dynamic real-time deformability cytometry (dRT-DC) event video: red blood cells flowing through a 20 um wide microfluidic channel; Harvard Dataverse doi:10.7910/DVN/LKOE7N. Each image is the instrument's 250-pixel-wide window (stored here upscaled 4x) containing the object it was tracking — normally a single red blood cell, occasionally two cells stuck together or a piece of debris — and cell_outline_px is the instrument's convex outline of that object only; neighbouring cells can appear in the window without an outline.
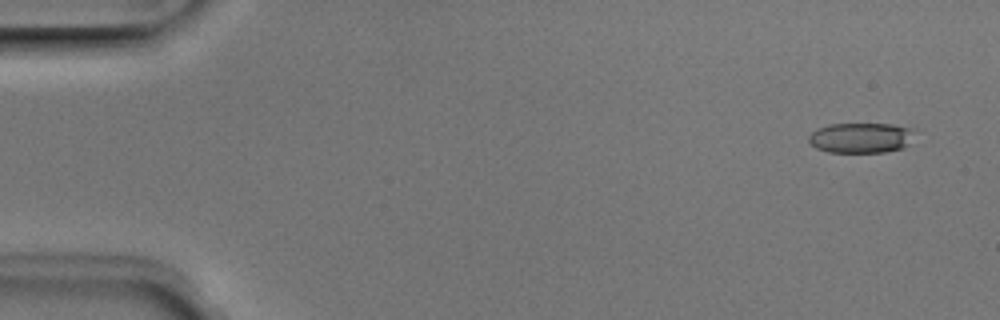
{"species": "Egyptian fruit bat (a non-hibernating species)", "species_latin": "Rousettus aegyptiacus", "temperature_condition": "room temperature", "stored_images_in_passage": 5, "camera_frame_rate_fps": 3000, "um_per_image_px": 0.085, "animal": {"sex": "male"}, "frame": {"image": 1, "passage_image": 1, "time_ms": 0.0, "image_size_px": [1000, 320], "cell_outline_px": [[916, 128], [908, 144], [904, 148], [884, 152], [828, 152], [816, 148], [808, 140], [808, 136], [816, 128], [828, 124], [892, 124]], "centroid_in_image_um": [73.18, 11.7], "position_along_channel_um": 11.8, "area_um2": 18.84}}
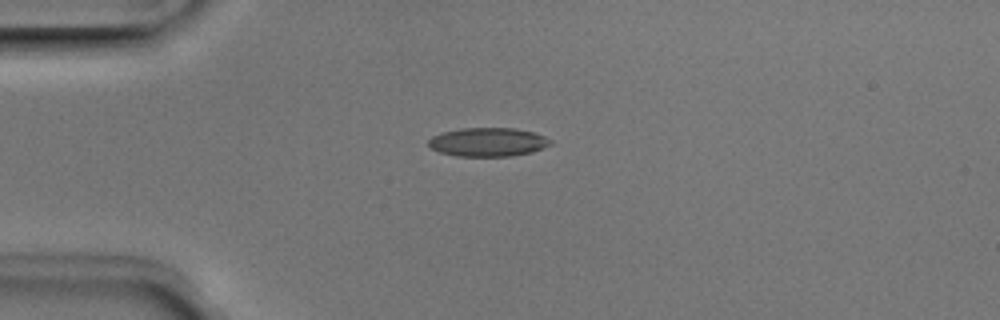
{"frame": {"image": 2, "passage_image": 4, "time_ms": 1.0, "image_size_px": [1000, 320], "cell_outline_px": [[552, 144], [544, 148], [532, 152], [512, 156], [456, 156], [440, 152], [432, 148], [428, 144], [428, 140], [432, 136], [440, 132], [460, 128], [516, 128], [532, 132], [544, 136], [552, 140]], "centroid_in_image_um": [41.48, 12.07], "position_along_channel_um": 43.5, "area_um2": 20.58}}
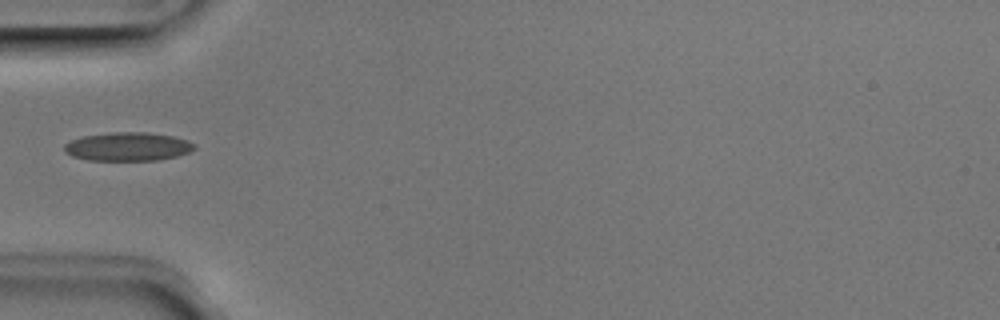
{"frame": {"image": 3, "passage_image": 5, "time_ms": 1.333, "image_size_px": [1000, 320], "cell_outline_px": [[196, 148], [188, 152], [176, 156], [156, 160], [88, 160], [72, 156], [64, 152], [64, 144], [72, 140], [84, 136], [112, 132], [148, 132], [172, 136], [188, 140], [196, 144]], "centroid_in_image_um": [10.87, 12.46], "position_along_channel_um": 74.1, "area_um2": 21.62}}